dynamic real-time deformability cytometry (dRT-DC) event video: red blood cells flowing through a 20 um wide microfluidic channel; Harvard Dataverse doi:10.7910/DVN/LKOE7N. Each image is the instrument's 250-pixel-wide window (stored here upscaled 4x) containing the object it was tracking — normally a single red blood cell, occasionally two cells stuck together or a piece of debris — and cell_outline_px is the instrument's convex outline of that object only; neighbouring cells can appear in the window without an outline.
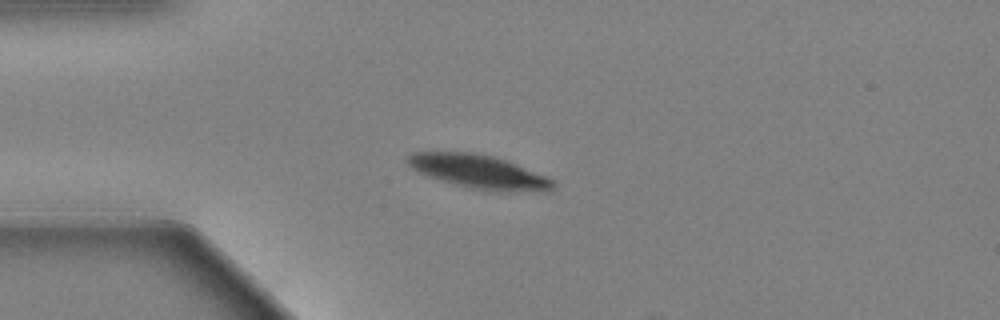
{"species": "Egyptian fruit bat (a non-hibernating species)", "species_latin": "Rousettus aegyptiacus", "temperature_condition": "warm", "stored_images_in_passage": 45, "camera_frame_rate_fps": 3000, "um_per_image_px": 0.085, "animal": {"sex": "female"}, "frame": {"image": 1, "passage_image": 1, "time_ms": 0.0, "image_size_px": [1000, 320], "cell_outline_px": [[556, 184], [548, 192], [488, 192], [468, 188], [452, 184], [424, 176], [416, 172], [408, 164], [408, 156], [412, 152], [472, 152], [492, 156], [504, 160], [544, 176], [552, 180]], "centroid_in_image_um": [40.67, 14.64], "position_along_channel_um": 44.3, "area_um2": 28.84}}
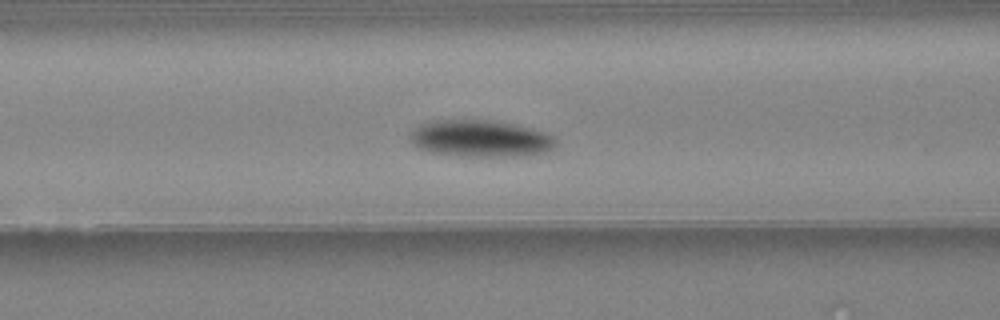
{"frame": {"image": 2, "passage_image": 10, "time_ms": 3.0, "image_size_px": [1000, 320], "cell_outline_px": [[556, 144], [552, 148], [544, 152], [528, 156], [456, 156], [432, 152], [420, 148], [412, 140], [412, 132], [420, 124], [440, 120], [488, 120], [512, 124], [544, 132], [552, 136], [556, 140]], "centroid_in_image_um": [40.88, 11.79], "position_along_channel_um": 125.7, "area_um2": 30.75}}
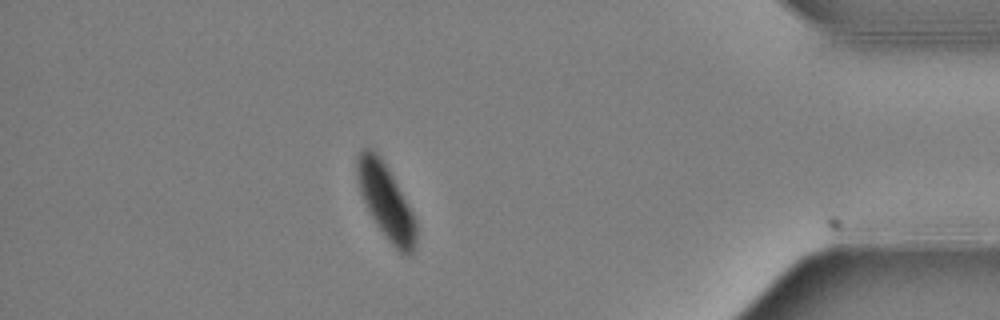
{"frame": {"image": 3, "passage_image": 38, "time_ms": 12.333, "image_size_px": [1000, 320], "cell_outline_px": [[416, 244], [412, 256], [404, 256], [388, 240], [376, 224], [368, 212], [360, 192], [356, 176], [356, 156], [360, 148], [372, 148], [380, 156], [388, 168], [416, 224]], "centroid_in_image_um": [32.75, 17.11], "position_along_channel_um": 402.5, "area_um2": 25.37}, "authors_computed_cell_mechanics": {"area_um2": 29.9404, "velocity_mm_per_s": 3.4063, "shape_relaxation_time_tau1_ms": 2.4752, "shape_relaxation_time_tau2_ms": null, "deformation_change_tau1": 0.1267, "deformation_change_tau2": null}}